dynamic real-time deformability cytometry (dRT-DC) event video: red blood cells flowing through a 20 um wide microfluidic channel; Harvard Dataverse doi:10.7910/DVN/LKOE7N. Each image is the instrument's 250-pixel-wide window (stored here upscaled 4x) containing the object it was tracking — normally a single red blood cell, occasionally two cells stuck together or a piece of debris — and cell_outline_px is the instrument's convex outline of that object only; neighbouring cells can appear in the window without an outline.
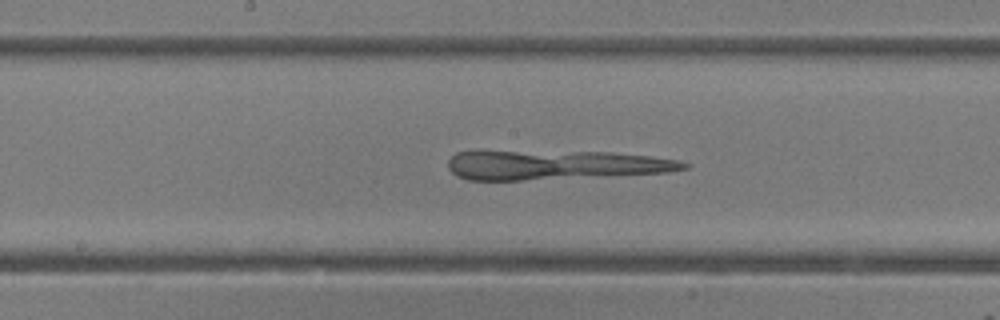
{"species": "common noctule bat (a hibernating species)", "species_latin": "Nyctalus noctula", "temperature_condition": "room temperature", "stored_images_in_passage": 41, "camera_frame_rate_fps": 3000, "um_per_image_px": 0.085, "animal": {"sex": "female"}, "frame": {"image": 1, "passage_image": 18, "time_ms": 5.667, "image_size_px": [1000, 320], "cell_outline_px": [[692, 164], [688, 168], [668, 172], [524, 180], [468, 180], [456, 176], [448, 168], [448, 160], [456, 152], [612, 152], [648, 156], [680, 160]], "centroid_in_image_um": [47.21, 14.03], "position_along_channel_um": 201.0, "area_um2": 39.71}}
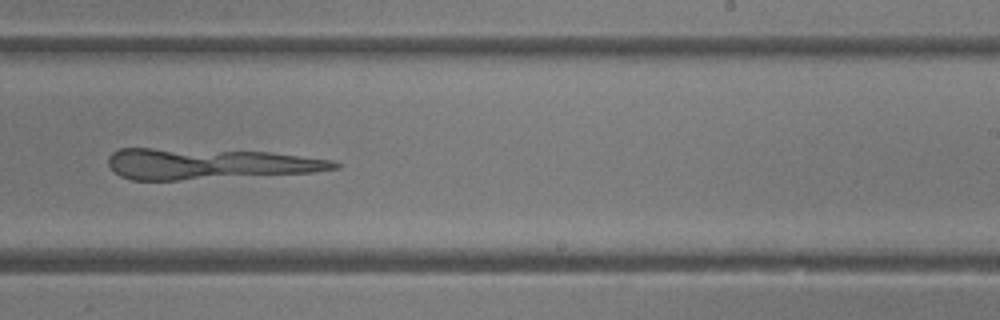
{"frame": {"image": 2, "passage_image": 23, "time_ms": 7.333, "image_size_px": [1000, 320], "cell_outline_px": [[340, 168], [312, 172], [180, 180], [132, 180], [120, 176], [108, 164], [108, 156], [112, 152], [120, 148], [152, 148], [268, 152], [332, 160], [340, 164]], "centroid_in_image_um": [17.71, 13.93], "position_along_channel_um": 271.3, "area_um2": 40.29}}